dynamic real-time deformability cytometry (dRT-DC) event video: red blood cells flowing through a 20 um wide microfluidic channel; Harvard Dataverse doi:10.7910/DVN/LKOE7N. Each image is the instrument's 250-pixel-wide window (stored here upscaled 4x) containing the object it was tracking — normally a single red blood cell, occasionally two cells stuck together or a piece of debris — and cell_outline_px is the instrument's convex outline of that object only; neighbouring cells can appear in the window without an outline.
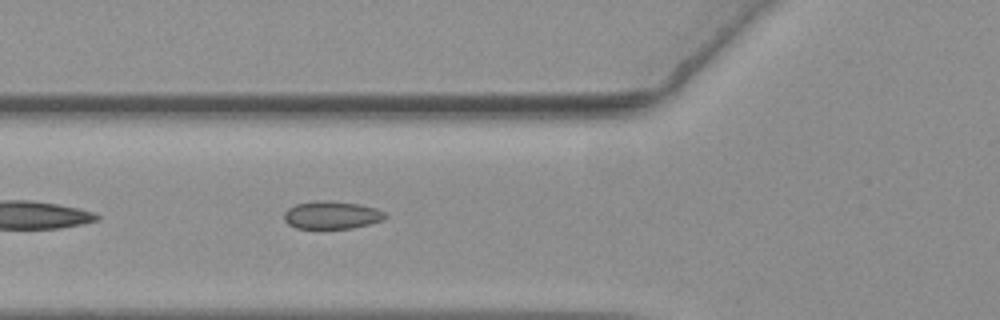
{"species": "common noctule bat (a hibernating species)", "species_latin": "Nyctalus noctula", "temperature_condition": "warm", "stored_images_in_passage": 41, "camera_frame_rate_fps": 3000, "um_per_image_px": 0.085, "animal": {"sex": "female", "body_mass_g": 19.3, "forearm_length_mm": 54.1}, "frame": {"image": 1, "passage_image": 5, "time_ms": 1.333, "image_size_px": [1000, 320], "cell_outline_px": [[388, 216], [380, 220], [368, 224], [352, 228], [296, 228], [288, 224], [284, 220], [284, 212], [288, 208], [296, 204], [360, 204], [376, 208], [384, 212]], "centroid_in_image_um": [28.2, 18.34], "position_along_channel_um": 97.6, "area_um2": 15.26}}
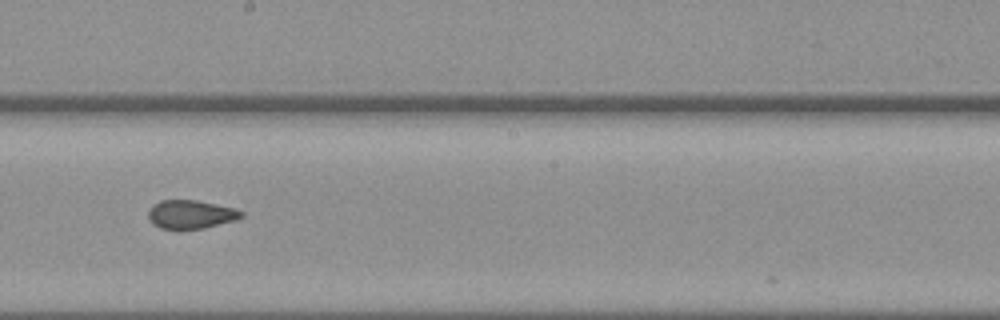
{"frame": {"image": 2, "passage_image": 16, "time_ms": 5.0, "image_size_px": [1000, 320], "cell_outline_px": [[244, 216], [236, 220], [204, 228], [176, 232], [160, 228], [152, 224], [148, 216], [148, 212], [160, 200], [196, 200], [236, 208], [244, 212]], "centroid_in_image_um": [16.23, 18.26], "position_along_channel_um": 232.0, "area_um2": 15.95}}
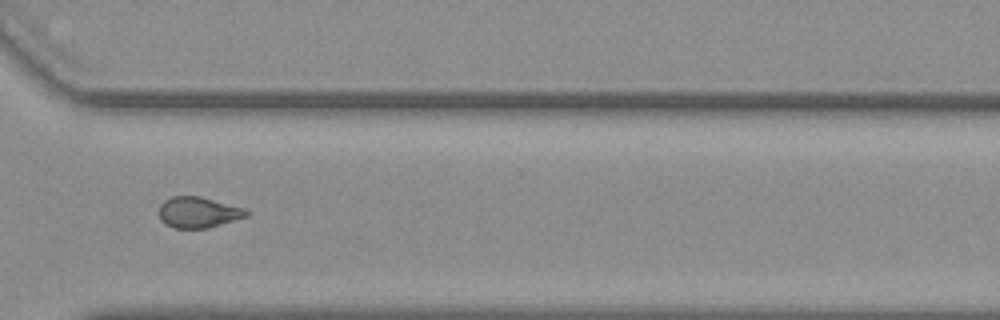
{"frame": {"image": 3, "passage_image": 26, "time_ms": 8.333, "image_size_px": [1000, 320], "cell_outline_px": [[248, 216], [208, 228], [176, 228], [164, 224], [160, 220], [160, 204], [164, 200], [172, 196], [200, 196], [244, 208], [248, 212]], "centroid_in_image_um": [16.83, 18.05], "position_along_channel_um": 353.8, "area_um2": 15.66}, "authors_computed_cell_mechanics": {"area_um2": 15.9528, "velocity_mm_per_s": 3.6508, "shape_relaxation_time_tau1_ms": null, "shape_relaxation_time_tau2_ms": 2.1316, "deformation_change_tau1": null, "deformation_change_tau2": 0.0778}}